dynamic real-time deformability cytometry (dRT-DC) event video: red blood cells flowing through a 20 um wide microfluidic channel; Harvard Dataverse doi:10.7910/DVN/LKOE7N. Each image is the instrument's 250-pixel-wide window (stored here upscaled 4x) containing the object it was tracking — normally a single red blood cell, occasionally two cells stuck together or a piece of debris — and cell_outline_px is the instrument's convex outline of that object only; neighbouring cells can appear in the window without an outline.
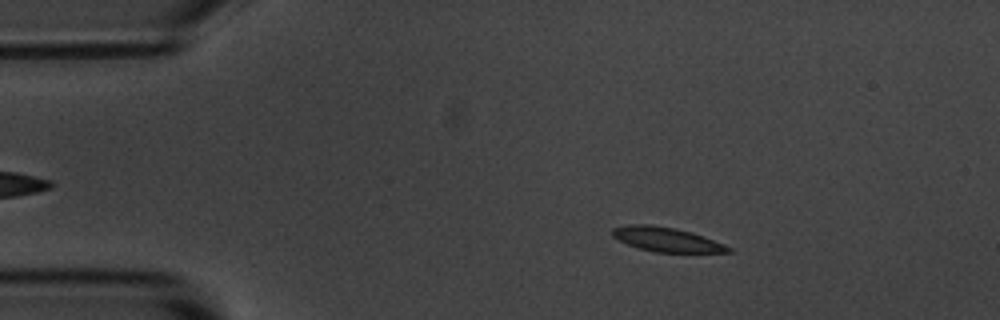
{"species": "common noctule bat (a hibernating species)", "species_latin": "Nyctalus noctula", "temperature_condition": "room temperature", "stored_images_in_passage": 14, "camera_frame_rate_fps": 3000, "um_per_image_px": 0.085, "animal": {"sex": "male", "body_mass_g": 20.1, "forearm_length_mm": 53.5}, "frame": {"image": 1, "passage_image": 2, "time_ms": 2.0, "image_size_px": [1000, 320], "cell_outline_px": [[732, 252], [656, 252], [640, 248], [628, 244], [612, 236], [612, 228], [628, 224], [652, 224], [676, 228], [692, 232], [704, 236], [724, 244], [732, 248]], "centroid_in_image_um": [56.66, 20.34], "position_along_channel_um": 28.3, "area_um2": 16.42}}
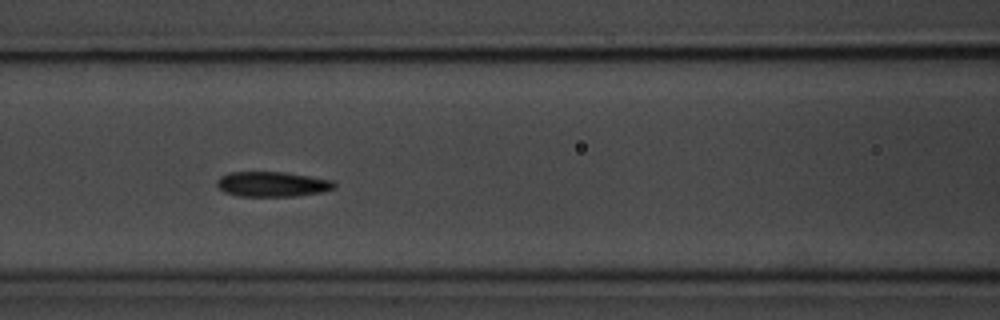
{"frame": {"image": 2, "passage_image": 6, "time_ms": 6.667, "image_size_px": [1000, 320], "cell_outline_px": [[336, 188], [324, 192], [296, 196], [236, 196], [224, 192], [216, 184], [216, 180], [220, 176], [228, 172], [284, 172], [332, 180], [336, 184]], "centroid_in_image_um": [23.14, 15.66], "position_along_channel_um": 143.5, "area_um2": 17.28}}
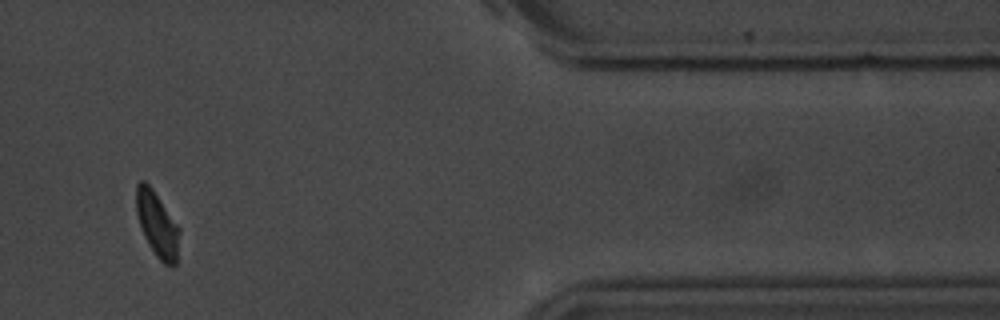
{"frame": {"image": 3, "passage_image": 12, "time_ms": 14.667, "image_size_px": [1000, 320], "cell_outline_px": [[180, 232], [176, 264], [164, 264], [156, 256], [148, 244], [144, 236], [136, 212], [136, 184], [140, 180], [144, 180], [152, 188], [180, 228]], "centroid_in_image_um": [13.35, 19.05], "position_along_channel_um": 398.0, "area_um2": 16.24}, "authors_computed_cell_mechanics": {"area_um2": 17.1088, "velocity_mm_per_s": 3.6346, "shape_relaxation_time_tau1_ms": 4.5515, "shape_relaxation_time_tau2_ms": 3.8535, "deformation_change_tau1": 0.1262, "deformation_change_tau2": 0.0794}}